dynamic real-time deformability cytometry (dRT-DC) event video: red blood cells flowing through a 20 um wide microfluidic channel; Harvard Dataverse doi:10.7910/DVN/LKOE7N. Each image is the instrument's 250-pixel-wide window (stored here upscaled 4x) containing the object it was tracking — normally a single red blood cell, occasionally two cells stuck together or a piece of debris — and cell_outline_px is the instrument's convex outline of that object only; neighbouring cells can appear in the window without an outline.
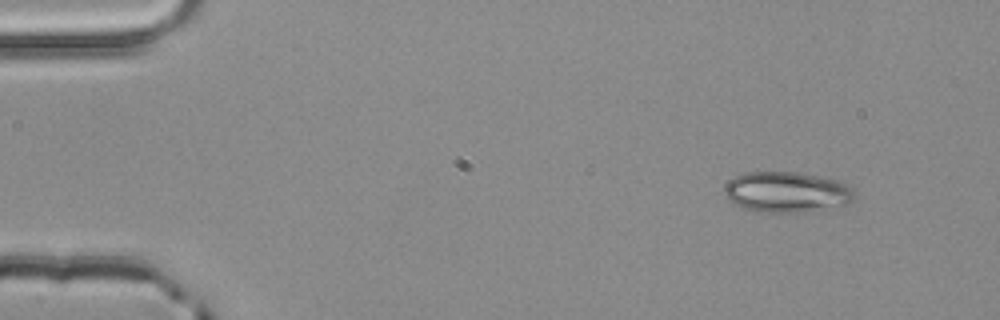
{"species": "common noctule bat (a hibernating species)", "species_latin": "Nyctalus noctula", "temperature_condition": "room temperature", "stored_images_in_passage": 4, "camera_frame_rate_fps": 3000, "um_per_image_px": 0.085, "animal": {"sex": "male", "body_mass_g": 20.4}, "frame": {"image": 1, "passage_image": 1, "time_ms": 0.0, "image_size_px": [1000, 320], "cell_outline_px": [[852, 200], [848, 204], [808, 212], [756, 212], [732, 204], [724, 196], [724, 184], [728, 180], [736, 176], [748, 172], [796, 172], [820, 176], [840, 180], [852, 188]], "centroid_in_image_um": [66.82, 16.33], "position_along_channel_um": 18.2, "area_um2": 31.1}}